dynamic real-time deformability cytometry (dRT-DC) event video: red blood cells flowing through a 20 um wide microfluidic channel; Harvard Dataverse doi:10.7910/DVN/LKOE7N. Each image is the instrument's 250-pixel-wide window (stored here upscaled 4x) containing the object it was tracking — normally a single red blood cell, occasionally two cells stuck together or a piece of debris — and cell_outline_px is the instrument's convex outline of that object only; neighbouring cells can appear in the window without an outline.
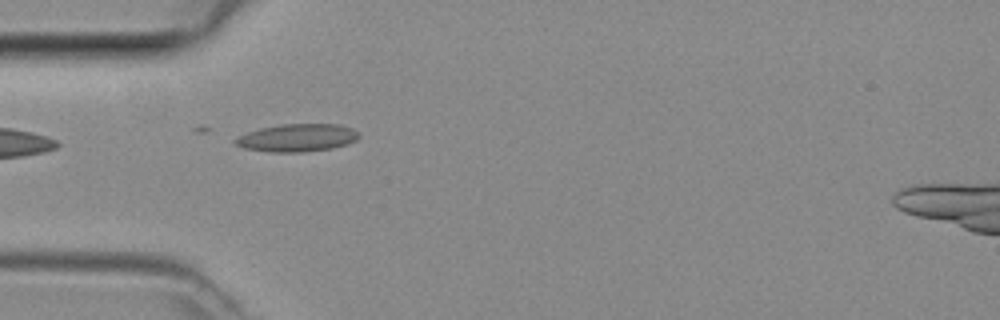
{"species": "common noctule bat (a hibernating species)", "species_latin": "Nyctalus noctula", "temperature_condition": "room temperature", "stored_images_in_passage": 3, "camera_frame_rate_fps": 3000, "um_per_image_px": 0.085, "animal": {"sex": "female", "body_mass_g": 29.2, "forearm_length_mm": 56.3}, "frame": {"image": 1, "passage_image": 1, "time_ms": 0.0, "image_size_px": [1000, 320], "cell_outline_px": [[360, 136], [356, 140], [348, 144], [332, 148], [304, 152], [272, 152], [244, 148], [232, 144], [232, 140], [236, 136], [260, 128], [280, 124], [340, 124], [352, 128], [360, 132]], "centroid_in_image_um": [25.25, 11.71], "position_along_channel_um": 59.8, "area_um2": 20.29}}
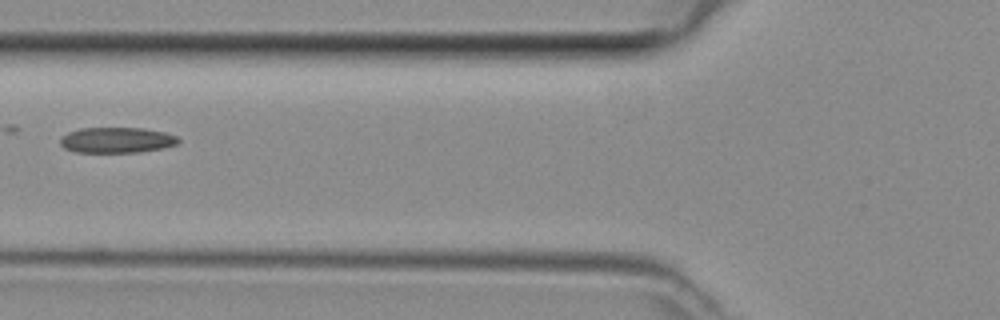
{"frame": {"image": 2, "passage_image": 2, "time_ms": 0.333, "image_size_px": [1000, 320], "cell_outline_px": [[180, 140], [176, 144], [164, 148], [140, 152], [76, 152], [64, 148], [60, 144], [60, 136], [68, 132], [80, 128], [144, 128], [164, 132], [176, 136]], "centroid_in_image_um": [9.9, 11.9], "position_along_channel_um": 115.9, "area_um2": 17.69}}
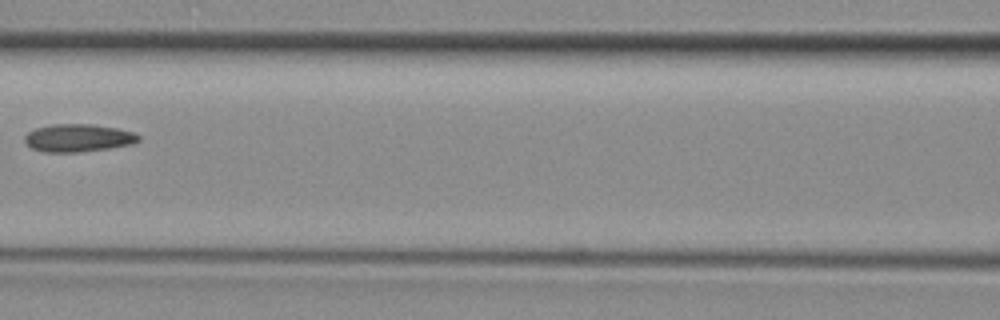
{"frame": {"image": 3, "passage_image": 3, "time_ms": 0.667, "image_size_px": [1000, 320], "cell_outline_px": [[140, 140], [132, 144], [108, 148], [80, 152], [44, 152], [32, 148], [24, 140], [24, 136], [28, 132], [36, 128], [52, 124], [92, 124], [116, 128], [132, 132], [140, 136]], "centroid_in_image_um": [6.63, 11.72], "position_along_channel_um": 160.0, "area_um2": 18.32}}